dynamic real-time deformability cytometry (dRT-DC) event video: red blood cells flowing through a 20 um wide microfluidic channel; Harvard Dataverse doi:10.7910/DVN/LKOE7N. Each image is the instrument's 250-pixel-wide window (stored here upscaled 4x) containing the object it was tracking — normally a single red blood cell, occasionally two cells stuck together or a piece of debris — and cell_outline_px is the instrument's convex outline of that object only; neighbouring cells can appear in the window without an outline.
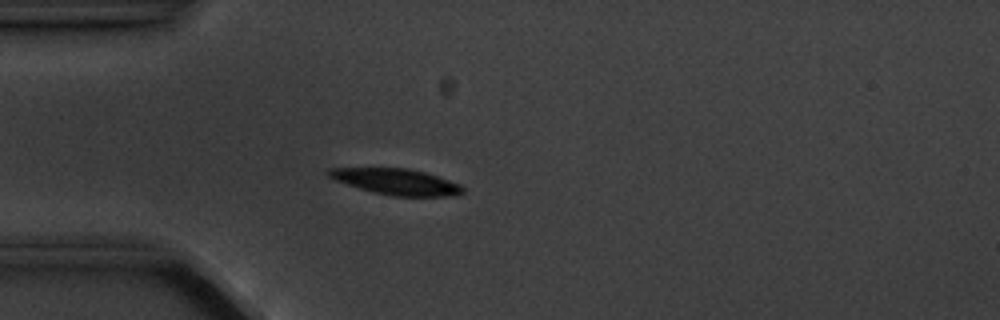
{"species": "common noctule bat (a hibernating species)", "species_latin": "Nyctalus noctula", "temperature_condition": "cold", "stored_images_in_passage": 6, "camera_frame_rate_fps": 3000, "um_per_image_px": 0.085, "animal": {"sex": "male", "body_mass_g": 20.1, "forearm_length_mm": 53.5}, "frame": {"image": 1, "passage_image": 5, "time_ms": 5.0, "image_size_px": [1000, 320], "cell_outline_px": [[464, 192], [456, 196], [392, 196], [372, 192], [336, 180], [328, 176], [324, 172], [328, 168], [408, 168], [424, 172], [460, 184], [464, 188]], "centroid_in_image_um": [33.69, 15.45], "position_along_channel_um": 51.3, "area_um2": 20.23}}